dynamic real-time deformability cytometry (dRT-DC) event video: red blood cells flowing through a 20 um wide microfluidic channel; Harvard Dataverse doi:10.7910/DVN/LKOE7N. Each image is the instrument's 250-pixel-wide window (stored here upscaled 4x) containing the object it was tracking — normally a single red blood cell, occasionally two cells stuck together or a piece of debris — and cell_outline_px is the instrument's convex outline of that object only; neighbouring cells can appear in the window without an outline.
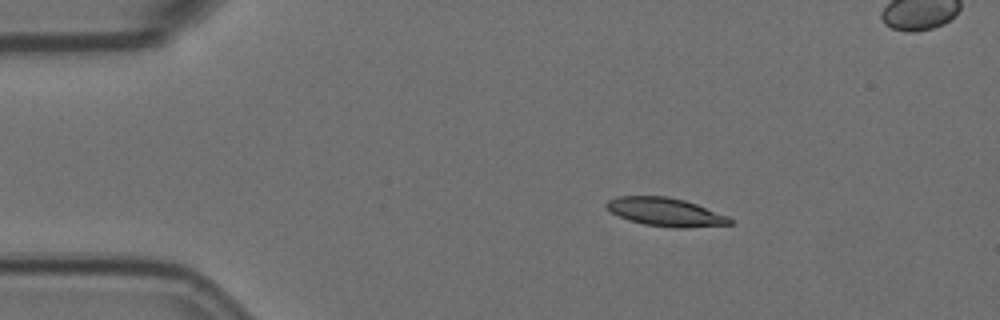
{"species": "Egyptian fruit bat (a non-hibernating species)", "species_latin": "Rousettus aegyptiacus", "temperature_condition": "room temperature", "stored_images_in_passage": 4, "camera_frame_rate_fps": 3000, "um_per_image_px": 0.085, "animal": {"sex": "female"}, "frame": {"image": 1, "passage_image": 1, "time_ms": 0.0, "image_size_px": [1000, 320], "cell_outline_px": [[732, 224], [684, 228], [672, 228], [644, 224], [628, 220], [612, 212], [604, 204], [608, 200], [616, 196], [668, 196], [684, 200], [696, 204], [728, 216], [732, 220]], "centroid_in_image_um": [56.56, 18.02], "position_along_channel_um": 28.4, "area_um2": 20.35}}